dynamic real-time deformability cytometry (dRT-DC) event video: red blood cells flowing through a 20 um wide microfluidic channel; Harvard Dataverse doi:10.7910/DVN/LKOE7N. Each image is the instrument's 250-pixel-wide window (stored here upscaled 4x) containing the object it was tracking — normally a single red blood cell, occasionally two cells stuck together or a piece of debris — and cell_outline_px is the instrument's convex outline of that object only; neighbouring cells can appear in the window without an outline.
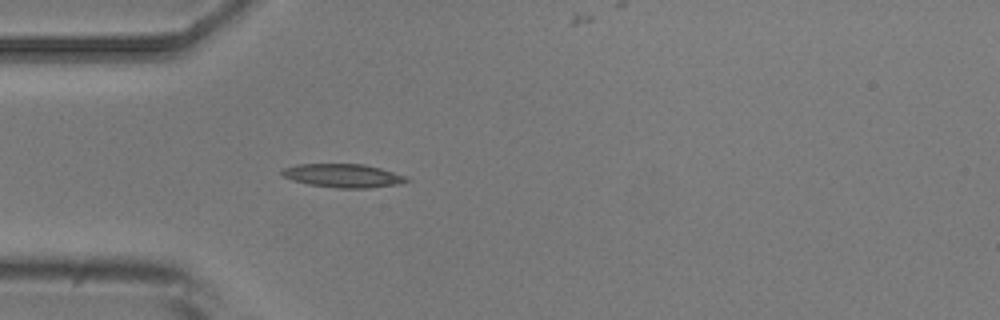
{"species": "common noctule bat (a hibernating species)", "species_latin": "Nyctalus noctula", "temperature_condition": "room temperature", "stored_images_in_passage": 4, "camera_frame_rate_fps": 3000, "um_per_image_px": 0.085, "animal": {"sex": "male", "body_mass_g": 20.5, "forearm_length_mm": 52.5}, "frame": {"image": 1, "passage_image": 4, "time_ms": 3.333, "image_size_px": [1000, 320], "cell_outline_px": [[412, 180], [400, 184], [368, 188], [336, 188], [308, 184], [292, 180], [284, 176], [280, 172], [284, 168], [296, 164], [364, 164], [380, 168], [404, 176]], "centroid_in_image_um": [29.16, 14.93], "position_along_channel_um": 55.8, "area_um2": 17.05}}